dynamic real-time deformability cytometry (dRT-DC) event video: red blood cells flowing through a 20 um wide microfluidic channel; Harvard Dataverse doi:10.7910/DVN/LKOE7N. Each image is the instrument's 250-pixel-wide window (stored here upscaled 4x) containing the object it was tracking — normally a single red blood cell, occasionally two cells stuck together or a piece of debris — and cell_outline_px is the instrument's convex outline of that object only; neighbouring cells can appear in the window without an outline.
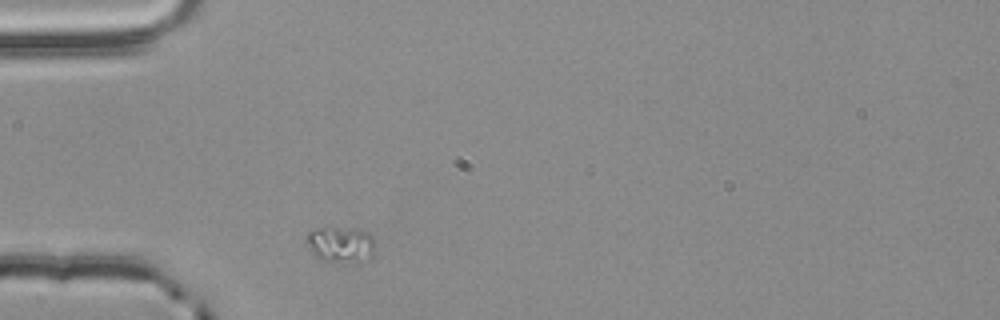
{"species": "common noctule bat (a hibernating species)", "species_latin": "Nyctalus noctula", "temperature_condition": "room temperature", "stored_images_in_passage": 32, "camera_frame_rate_fps": 3000, "um_per_image_px": 0.085, "animal": {"sex": "male", "body_mass_g": 20.4}, "frame": {"image": 1, "passage_image": 1, "time_ms": 0.0, "image_size_px": [1000, 320], "cell_outline_px": [[376, 244], [372, 256], [340, 264], [320, 260], [312, 252], [304, 240], [304, 236], [308, 232], [320, 228], [356, 228], [368, 232], [372, 236]], "centroid_in_image_um": [28.93, 20.77], "position_along_channel_um": 56.1, "area_um2": 14.57}}